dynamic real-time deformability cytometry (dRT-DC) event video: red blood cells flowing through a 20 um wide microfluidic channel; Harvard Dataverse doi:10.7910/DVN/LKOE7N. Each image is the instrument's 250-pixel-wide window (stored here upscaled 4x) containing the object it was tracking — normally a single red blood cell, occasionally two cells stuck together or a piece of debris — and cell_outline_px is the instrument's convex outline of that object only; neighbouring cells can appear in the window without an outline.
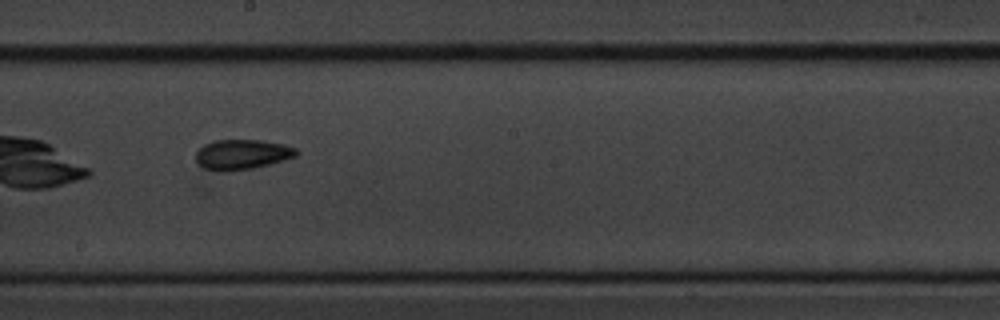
{"species": "common noctule bat (a hibernating species)", "species_latin": "Nyctalus noctula", "temperature_condition": "cold", "stored_images_in_passage": 15, "camera_frame_rate_fps": 3000, "um_per_image_px": 0.085, "animal": {"sex": "male", "body_mass_g": 20.1, "forearm_length_mm": 53.5}, "frame": {"image": 1, "passage_image": 9, "time_ms": 10.333, "image_size_px": [1000, 320], "cell_outline_px": [[296, 156], [268, 164], [252, 168], [228, 172], [220, 172], [204, 168], [196, 160], [196, 152], [204, 144], [212, 140], [260, 140], [284, 144], [296, 148]], "centroid_in_image_um": [20.53, 13.13], "position_along_channel_um": 227.7, "area_um2": 17.51}}
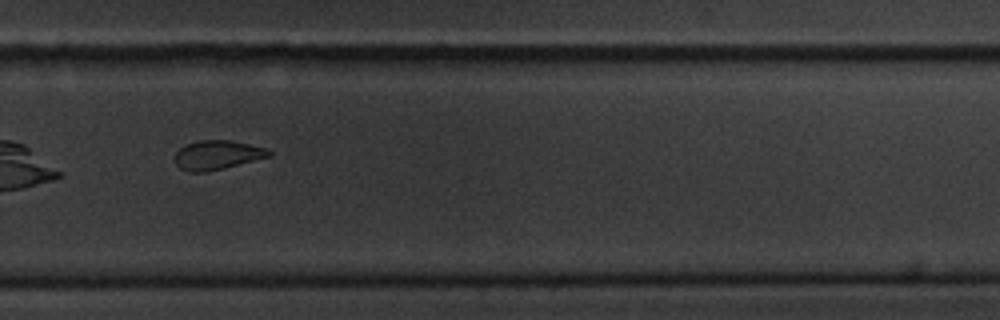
{"frame": {"image": 2, "passage_image": 11, "time_ms": 12.667, "image_size_px": [1000, 320], "cell_outline_px": [[272, 156], [224, 168], [204, 172], [188, 172], [180, 168], [176, 164], [176, 152], [180, 148], [188, 144], [200, 140], [232, 140], [264, 148], [272, 152]], "centroid_in_image_um": [18.48, 13.18], "position_along_channel_um": 311.3, "area_um2": 15.84}, "authors_computed_cell_mechanics": {"area_um2": 17.5134, "velocity_mm_per_s": 3.6055, "shape_relaxation_time_tau1_ms": 1.4565, "shape_relaxation_time_tau2_ms": 3.8361, "deformation_change_tau1": 0.0486, "deformation_change_tau2": 0.065}}